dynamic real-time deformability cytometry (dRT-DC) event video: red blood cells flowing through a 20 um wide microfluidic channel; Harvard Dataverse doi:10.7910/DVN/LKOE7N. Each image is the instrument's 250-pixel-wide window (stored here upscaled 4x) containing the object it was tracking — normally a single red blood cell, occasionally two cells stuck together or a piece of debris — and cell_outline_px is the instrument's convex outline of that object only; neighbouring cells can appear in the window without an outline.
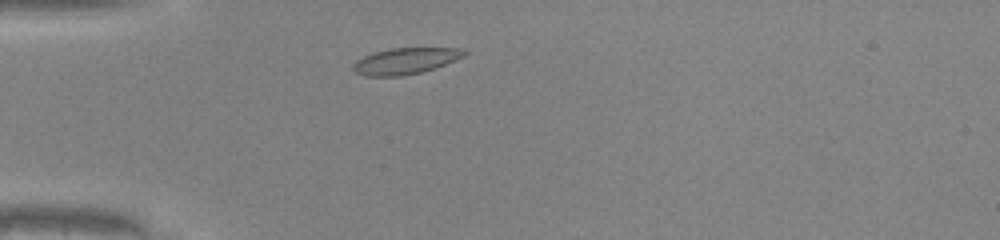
{"species": "common noctule bat (a hibernating species)", "species_latin": "Nyctalus noctula", "temperature_condition": "warm", "stored_images_in_passage": 39, "camera_frame_rate_fps": 3000, "um_per_image_px": 0.085, "animal": {"sex": "male", "body_mass_g": 20.0, "forearm_length_mm": 53.3}, "frame": {"image": 1, "passage_image": 4, "time_ms": 1.0, "image_size_px": [1000, 240], "cell_outline_px": [[468, 52], [464, 56], [456, 60], [436, 68], [420, 72], [400, 76], [364, 76], [356, 72], [352, 68], [352, 64], [356, 60], [364, 56], [376, 52], [392, 48], [464, 48]], "centroid_in_image_um": [34.48, 5.18], "position_along_channel_um": 50.5, "area_um2": 16.99}}
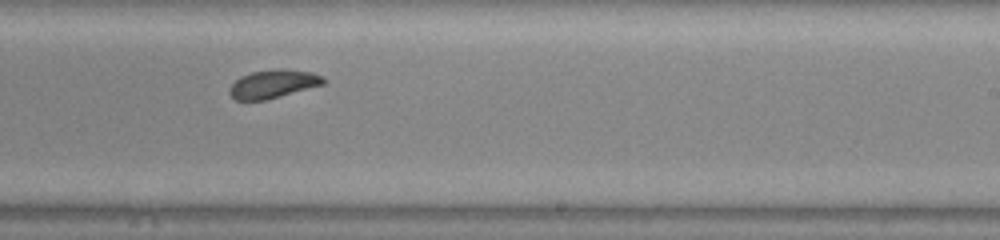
{"frame": {"image": 2, "passage_image": 21, "time_ms": 6.667, "image_size_px": [1000, 240], "cell_outline_px": [[324, 84], [268, 100], [236, 100], [228, 92], [228, 88], [240, 76], [252, 72], [280, 68], [312, 72], [324, 76]], "centroid_in_image_um": [23.22, 7.13], "position_along_channel_um": 265.8, "area_um2": 15.61}}
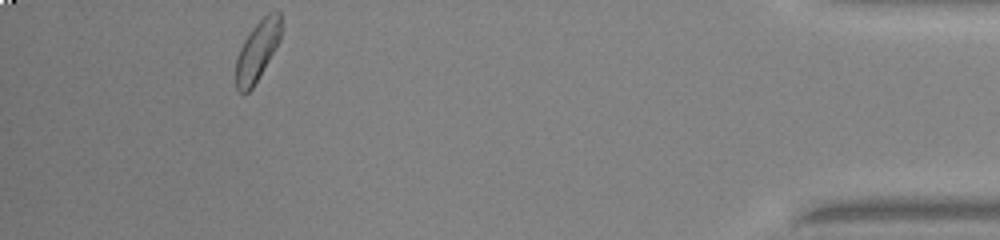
{"frame": {"image": 3, "passage_image": 36, "time_ms": 11.667, "image_size_px": [1000, 240], "cell_outline_px": [[280, 40], [252, 88], [244, 96], [236, 88], [236, 56], [244, 40], [252, 28], [268, 12], [280, 12]], "centroid_in_image_um": [21.84, 4.34], "position_along_channel_um": 413.4, "area_um2": 15.49}, "authors_computed_cell_mechanics": {"area_um2": 16.1262, "velocity_mm_per_s": 4.1009, "shape_relaxation_time_tau1_ms": 2.8943, "shape_relaxation_time_tau2_ms": 1.1344, "deformation_change_tau1": 0.0929, "deformation_change_tau2": 0.0399}}